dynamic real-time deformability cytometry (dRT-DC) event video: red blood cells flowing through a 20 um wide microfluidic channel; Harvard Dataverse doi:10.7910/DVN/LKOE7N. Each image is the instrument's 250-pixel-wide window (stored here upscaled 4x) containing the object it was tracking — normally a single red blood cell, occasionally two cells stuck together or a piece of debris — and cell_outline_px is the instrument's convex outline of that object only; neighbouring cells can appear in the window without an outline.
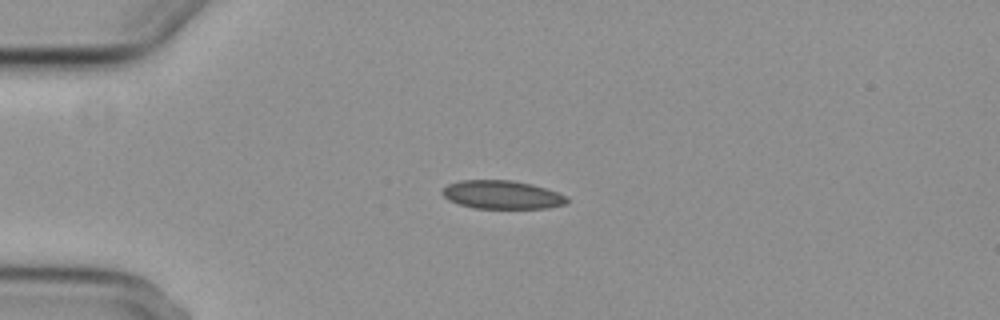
{"species": "common noctule bat (a hibernating species)", "species_latin": "Nyctalus noctula", "temperature_condition": "cold", "stored_images_in_passage": 5, "camera_frame_rate_fps": 3000, "um_per_image_px": 0.085, "animal": {"sex": "female", "body_mass_g": 29.2, "forearm_length_mm": 56.3}, "frame": {"image": 1, "passage_image": 4, "time_ms": 3.667, "image_size_px": [1000, 320], "cell_outline_px": [[568, 204], [548, 208], [472, 208], [448, 200], [440, 192], [448, 184], [460, 180], [512, 180], [532, 184], [568, 196]], "centroid_in_image_um": [42.68, 16.55], "position_along_channel_um": 42.3, "area_um2": 20.69}}